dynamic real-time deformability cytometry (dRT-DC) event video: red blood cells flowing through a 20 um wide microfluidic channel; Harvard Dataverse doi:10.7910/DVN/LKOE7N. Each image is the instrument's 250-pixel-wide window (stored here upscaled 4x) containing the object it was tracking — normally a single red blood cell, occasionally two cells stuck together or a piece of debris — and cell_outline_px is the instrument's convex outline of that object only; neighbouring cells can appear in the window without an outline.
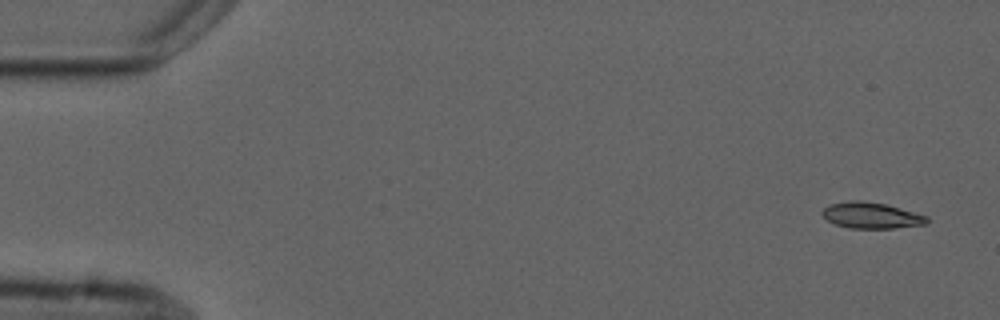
{"species": "common noctule bat (a hibernating species)", "species_latin": "Nyctalus noctula", "temperature_condition": "cold", "stored_images_in_passage": 6, "camera_frame_rate_fps": 3000, "um_per_image_px": 0.085, "animal": {"sex": "male", "forearm_length_mm": 52.5}, "frame": {"image": 1, "passage_image": 1, "time_ms": 0.0, "image_size_px": [1000, 320], "cell_outline_px": [[932, 220], [924, 224], [892, 228], [848, 228], [836, 224], [828, 220], [820, 212], [828, 204], [848, 200], [860, 200], [884, 204], [900, 208], [928, 216]], "centroid_in_image_um": [74.05, 18.3], "position_along_channel_um": 11.0, "area_um2": 15.9}}
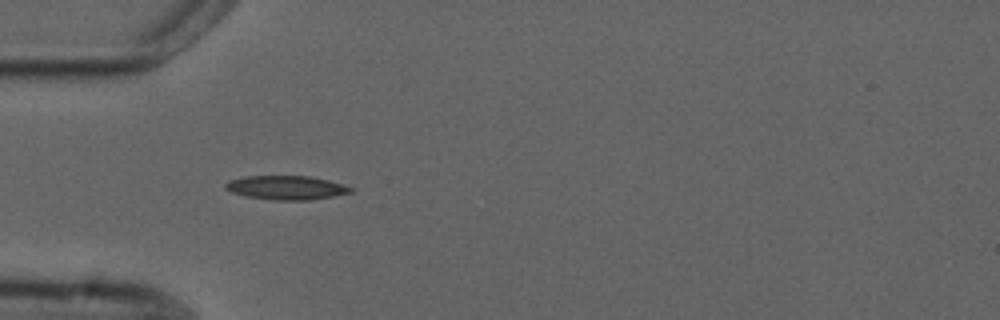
{"frame": {"image": 2, "passage_image": 5, "time_ms": 4.667, "image_size_px": [1000, 320], "cell_outline_px": [[352, 192], [332, 196], [308, 200], [276, 200], [244, 196], [232, 192], [224, 188], [224, 184], [228, 180], [244, 176], [312, 176], [328, 180], [352, 188]], "centroid_in_image_um": [24.27, 15.94], "position_along_channel_um": 60.7, "area_um2": 17.4}}
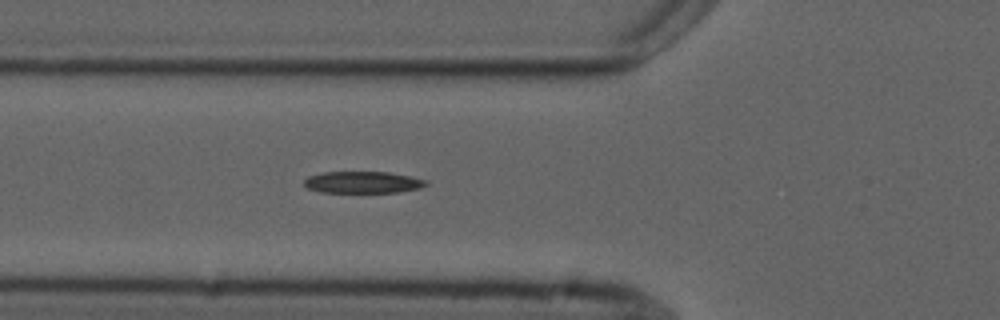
{"frame": {"image": 3, "passage_image": 6, "time_ms": 5.667, "image_size_px": [1000, 320], "cell_outline_px": [[428, 184], [420, 188], [400, 192], [320, 192], [308, 188], [304, 184], [304, 180], [308, 176], [324, 172], [388, 172], [428, 180]], "centroid_in_image_um": [30.85, 15.49], "position_along_channel_um": 95.0, "area_um2": 15.37}}